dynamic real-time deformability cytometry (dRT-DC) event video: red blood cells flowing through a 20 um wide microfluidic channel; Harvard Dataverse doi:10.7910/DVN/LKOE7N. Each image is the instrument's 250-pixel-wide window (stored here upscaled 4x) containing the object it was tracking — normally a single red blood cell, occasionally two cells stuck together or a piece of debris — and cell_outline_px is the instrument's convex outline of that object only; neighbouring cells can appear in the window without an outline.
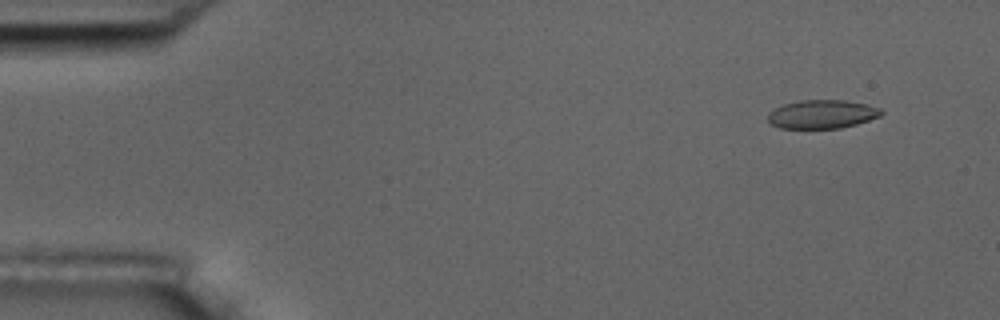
{"species": "common noctule bat (a hibernating species)", "species_latin": "Nyctalus noctula", "temperature_condition": "room temperature", "stored_images_in_passage": 54, "camera_frame_rate_fps": 3000, "um_per_image_px": 0.085, "animal": {"sex": "male", "body_mass_g": 17.5, "forearm_length_mm": 52.3}, "frame": {"image": 1, "passage_image": 5, "time_ms": 1.333, "image_size_px": [1000, 320], "cell_outline_px": [[884, 112], [880, 116], [856, 124], [840, 128], [780, 128], [772, 124], [768, 120], [768, 112], [784, 104], [800, 100], [844, 100], [864, 104], [880, 108]], "centroid_in_image_um": [69.87, 9.7], "position_along_channel_um": 15.1, "area_um2": 18.73}}
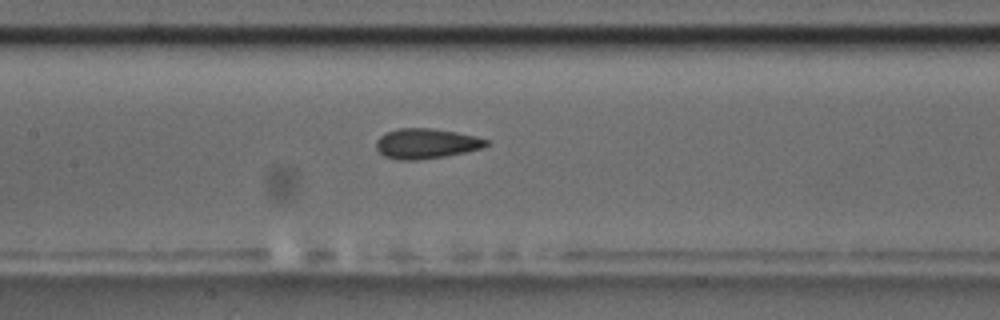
{"frame": {"image": 2, "passage_image": 26, "time_ms": 8.333, "image_size_px": [1000, 320], "cell_outline_px": [[488, 144], [484, 148], [444, 156], [416, 160], [400, 160], [384, 156], [376, 148], [376, 140], [384, 132], [396, 128], [432, 128], [456, 132], [476, 136], [488, 140]], "centroid_in_image_um": [36.2, 12.19], "position_along_channel_um": 171.2, "area_um2": 19.36}}
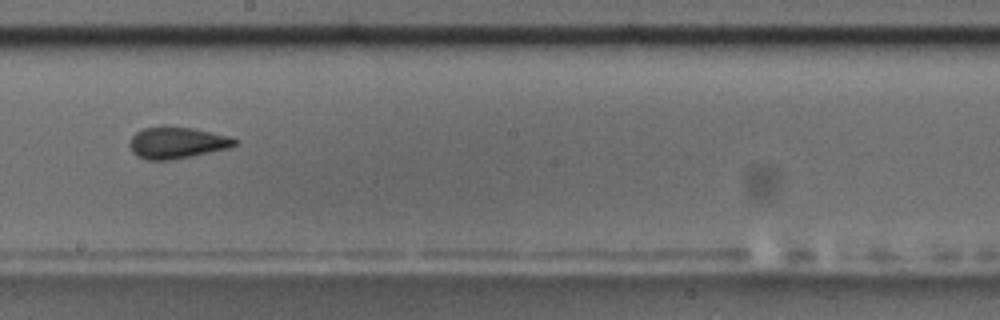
{"frame": {"image": 3, "passage_image": 31, "time_ms": 10.0, "image_size_px": [1000, 320], "cell_outline_px": [[240, 140], [232, 148], [192, 156], [168, 160], [148, 160], [136, 156], [132, 152], [128, 144], [132, 136], [136, 132], [144, 128], [192, 128], [228, 136]], "centroid_in_image_um": [15.06, 12.17], "position_along_channel_um": 233.1, "area_um2": 19.07}, "authors_computed_cell_mechanics": {"area_um2": 19.4208, "velocity_mm_per_s": 3.7432, "shape_relaxation_time_tau1_ms": 8.0537, "shape_relaxation_time_tau2_ms": 1.9162, "deformation_change_tau1": 0.1509, "deformation_change_tau2": 0.0652}}